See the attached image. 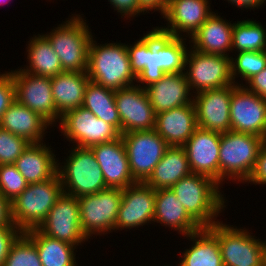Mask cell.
Listing matches in <instances>:
<instances>
[{"mask_svg":"<svg viewBox=\"0 0 266 266\" xmlns=\"http://www.w3.org/2000/svg\"><path fill=\"white\" fill-rule=\"evenodd\" d=\"M220 187L206 175L191 173L180 179L171 190L202 227H210L219 221L216 218L224 211L225 202L228 201L220 192Z\"/></svg>","mask_w":266,"mask_h":266,"instance_id":"obj_1","label":"cell"},{"mask_svg":"<svg viewBox=\"0 0 266 266\" xmlns=\"http://www.w3.org/2000/svg\"><path fill=\"white\" fill-rule=\"evenodd\" d=\"M86 73L90 81L112 90L134 85L137 80L131 69L126 43L97 44L93 37Z\"/></svg>","mask_w":266,"mask_h":266,"instance_id":"obj_2","label":"cell"},{"mask_svg":"<svg viewBox=\"0 0 266 266\" xmlns=\"http://www.w3.org/2000/svg\"><path fill=\"white\" fill-rule=\"evenodd\" d=\"M63 187L58 173L49 180L28 184L12 202L11 221L22 232L37 229L62 195Z\"/></svg>","mask_w":266,"mask_h":266,"instance_id":"obj_3","label":"cell"},{"mask_svg":"<svg viewBox=\"0 0 266 266\" xmlns=\"http://www.w3.org/2000/svg\"><path fill=\"white\" fill-rule=\"evenodd\" d=\"M265 139L235 131L221 134L219 154V185L229 178L246 183L255 167Z\"/></svg>","mask_w":266,"mask_h":266,"instance_id":"obj_4","label":"cell"},{"mask_svg":"<svg viewBox=\"0 0 266 266\" xmlns=\"http://www.w3.org/2000/svg\"><path fill=\"white\" fill-rule=\"evenodd\" d=\"M66 22L43 34L60 59L63 71L86 72L91 29L79 14H72Z\"/></svg>","mask_w":266,"mask_h":266,"instance_id":"obj_5","label":"cell"},{"mask_svg":"<svg viewBox=\"0 0 266 266\" xmlns=\"http://www.w3.org/2000/svg\"><path fill=\"white\" fill-rule=\"evenodd\" d=\"M63 163H58L57 173L60 177L63 192L73 197L91 195L103 190L106 183L95 155L90 148L76 147ZM61 164V165H60Z\"/></svg>","mask_w":266,"mask_h":266,"instance_id":"obj_6","label":"cell"},{"mask_svg":"<svg viewBox=\"0 0 266 266\" xmlns=\"http://www.w3.org/2000/svg\"><path fill=\"white\" fill-rule=\"evenodd\" d=\"M232 226L218 221L207 227L218 239L223 266H263V240Z\"/></svg>","mask_w":266,"mask_h":266,"instance_id":"obj_7","label":"cell"},{"mask_svg":"<svg viewBox=\"0 0 266 266\" xmlns=\"http://www.w3.org/2000/svg\"><path fill=\"white\" fill-rule=\"evenodd\" d=\"M121 201L122 189L109 187L78 198L80 225L87 239L115 230Z\"/></svg>","mask_w":266,"mask_h":266,"instance_id":"obj_8","label":"cell"},{"mask_svg":"<svg viewBox=\"0 0 266 266\" xmlns=\"http://www.w3.org/2000/svg\"><path fill=\"white\" fill-rule=\"evenodd\" d=\"M58 122L64 139L75 143L76 147L90 148L121 137V133L113 125L97 118L83 106L65 112Z\"/></svg>","mask_w":266,"mask_h":266,"instance_id":"obj_9","label":"cell"},{"mask_svg":"<svg viewBox=\"0 0 266 266\" xmlns=\"http://www.w3.org/2000/svg\"><path fill=\"white\" fill-rule=\"evenodd\" d=\"M184 70L190 90L195 94L235 84L231 58L227 56L205 54L190 47Z\"/></svg>","mask_w":266,"mask_h":266,"instance_id":"obj_10","label":"cell"},{"mask_svg":"<svg viewBox=\"0 0 266 266\" xmlns=\"http://www.w3.org/2000/svg\"><path fill=\"white\" fill-rule=\"evenodd\" d=\"M121 137L133 179L145 182L169 145L154 129L124 133Z\"/></svg>","mask_w":266,"mask_h":266,"instance_id":"obj_11","label":"cell"},{"mask_svg":"<svg viewBox=\"0 0 266 266\" xmlns=\"http://www.w3.org/2000/svg\"><path fill=\"white\" fill-rule=\"evenodd\" d=\"M16 100L41 115L51 125L60 121L53 96L51 78L30 74L20 69L11 70ZM57 121V122H56Z\"/></svg>","mask_w":266,"mask_h":266,"instance_id":"obj_12","label":"cell"},{"mask_svg":"<svg viewBox=\"0 0 266 266\" xmlns=\"http://www.w3.org/2000/svg\"><path fill=\"white\" fill-rule=\"evenodd\" d=\"M38 229L44 235L68 242L76 247L85 241L88 242L80 225L78 198L64 192Z\"/></svg>","mask_w":266,"mask_h":266,"instance_id":"obj_13","label":"cell"},{"mask_svg":"<svg viewBox=\"0 0 266 266\" xmlns=\"http://www.w3.org/2000/svg\"><path fill=\"white\" fill-rule=\"evenodd\" d=\"M162 34L156 26L133 45H126L132 72L137 77L136 84L142 88L158 82L165 75L161 70Z\"/></svg>","mask_w":266,"mask_h":266,"instance_id":"obj_14","label":"cell"},{"mask_svg":"<svg viewBox=\"0 0 266 266\" xmlns=\"http://www.w3.org/2000/svg\"><path fill=\"white\" fill-rule=\"evenodd\" d=\"M230 122L232 131L266 140V100L237 85L231 97Z\"/></svg>","mask_w":266,"mask_h":266,"instance_id":"obj_15","label":"cell"},{"mask_svg":"<svg viewBox=\"0 0 266 266\" xmlns=\"http://www.w3.org/2000/svg\"><path fill=\"white\" fill-rule=\"evenodd\" d=\"M115 103L121 120V134L154 129L156 113L144 88L135 84L115 90Z\"/></svg>","mask_w":266,"mask_h":266,"instance_id":"obj_16","label":"cell"},{"mask_svg":"<svg viewBox=\"0 0 266 266\" xmlns=\"http://www.w3.org/2000/svg\"><path fill=\"white\" fill-rule=\"evenodd\" d=\"M237 84L193 95L197 127L223 134L231 130L230 103Z\"/></svg>","mask_w":266,"mask_h":266,"instance_id":"obj_17","label":"cell"},{"mask_svg":"<svg viewBox=\"0 0 266 266\" xmlns=\"http://www.w3.org/2000/svg\"><path fill=\"white\" fill-rule=\"evenodd\" d=\"M155 194L156 190L145 182H136L122 189V201L118 211L115 231L120 229L131 230L134 227L138 228L149 223L152 224L155 210Z\"/></svg>","mask_w":266,"mask_h":266,"instance_id":"obj_18","label":"cell"},{"mask_svg":"<svg viewBox=\"0 0 266 266\" xmlns=\"http://www.w3.org/2000/svg\"><path fill=\"white\" fill-rule=\"evenodd\" d=\"M209 0H170L165 14L167 26L157 27L163 34L171 37L189 39L200 26L214 13ZM184 36H182V34Z\"/></svg>","mask_w":266,"mask_h":266,"instance_id":"obj_19","label":"cell"},{"mask_svg":"<svg viewBox=\"0 0 266 266\" xmlns=\"http://www.w3.org/2000/svg\"><path fill=\"white\" fill-rule=\"evenodd\" d=\"M221 134L197 127L183 145L192 173L206 175L219 184Z\"/></svg>","mask_w":266,"mask_h":266,"instance_id":"obj_20","label":"cell"},{"mask_svg":"<svg viewBox=\"0 0 266 266\" xmlns=\"http://www.w3.org/2000/svg\"><path fill=\"white\" fill-rule=\"evenodd\" d=\"M102 170L106 187L124 189L136 183L133 179L122 137L90 147Z\"/></svg>","mask_w":266,"mask_h":266,"instance_id":"obj_21","label":"cell"},{"mask_svg":"<svg viewBox=\"0 0 266 266\" xmlns=\"http://www.w3.org/2000/svg\"><path fill=\"white\" fill-rule=\"evenodd\" d=\"M144 89L156 114L193 102L184 72L165 74L158 82Z\"/></svg>","mask_w":266,"mask_h":266,"instance_id":"obj_22","label":"cell"},{"mask_svg":"<svg viewBox=\"0 0 266 266\" xmlns=\"http://www.w3.org/2000/svg\"><path fill=\"white\" fill-rule=\"evenodd\" d=\"M213 13L192 35L190 47L205 53L230 57L232 52V30L234 23Z\"/></svg>","mask_w":266,"mask_h":266,"instance_id":"obj_23","label":"cell"},{"mask_svg":"<svg viewBox=\"0 0 266 266\" xmlns=\"http://www.w3.org/2000/svg\"><path fill=\"white\" fill-rule=\"evenodd\" d=\"M197 128L194 103L156 114L154 130L169 146H183Z\"/></svg>","mask_w":266,"mask_h":266,"instance_id":"obj_24","label":"cell"},{"mask_svg":"<svg viewBox=\"0 0 266 266\" xmlns=\"http://www.w3.org/2000/svg\"><path fill=\"white\" fill-rule=\"evenodd\" d=\"M154 222L172 228L184 237L203 228L187 212L171 188L156 190Z\"/></svg>","mask_w":266,"mask_h":266,"instance_id":"obj_25","label":"cell"},{"mask_svg":"<svg viewBox=\"0 0 266 266\" xmlns=\"http://www.w3.org/2000/svg\"><path fill=\"white\" fill-rule=\"evenodd\" d=\"M49 126L51 124L46 119L17 100L8 107L0 121V128L30 143H41Z\"/></svg>","mask_w":266,"mask_h":266,"instance_id":"obj_26","label":"cell"},{"mask_svg":"<svg viewBox=\"0 0 266 266\" xmlns=\"http://www.w3.org/2000/svg\"><path fill=\"white\" fill-rule=\"evenodd\" d=\"M45 142L30 143L14 165L28 184L39 183L57 174L58 160Z\"/></svg>","mask_w":266,"mask_h":266,"instance_id":"obj_27","label":"cell"},{"mask_svg":"<svg viewBox=\"0 0 266 266\" xmlns=\"http://www.w3.org/2000/svg\"><path fill=\"white\" fill-rule=\"evenodd\" d=\"M191 173L184 147L169 146L145 183L154 190L168 189Z\"/></svg>","mask_w":266,"mask_h":266,"instance_id":"obj_28","label":"cell"},{"mask_svg":"<svg viewBox=\"0 0 266 266\" xmlns=\"http://www.w3.org/2000/svg\"><path fill=\"white\" fill-rule=\"evenodd\" d=\"M89 80L86 72L64 71L51 78L52 96L60 116L83 105Z\"/></svg>","mask_w":266,"mask_h":266,"instance_id":"obj_29","label":"cell"},{"mask_svg":"<svg viewBox=\"0 0 266 266\" xmlns=\"http://www.w3.org/2000/svg\"><path fill=\"white\" fill-rule=\"evenodd\" d=\"M193 245L185 249L179 266H223L217 237L207 228L189 234Z\"/></svg>","mask_w":266,"mask_h":266,"instance_id":"obj_30","label":"cell"},{"mask_svg":"<svg viewBox=\"0 0 266 266\" xmlns=\"http://www.w3.org/2000/svg\"><path fill=\"white\" fill-rule=\"evenodd\" d=\"M28 42L26 51L29 65L20 68L21 71L49 78L64 72L58 55L43 33L34 35Z\"/></svg>","mask_w":266,"mask_h":266,"instance_id":"obj_31","label":"cell"},{"mask_svg":"<svg viewBox=\"0 0 266 266\" xmlns=\"http://www.w3.org/2000/svg\"><path fill=\"white\" fill-rule=\"evenodd\" d=\"M36 245L42 266H77L76 246L44 235L38 228L24 232Z\"/></svg>","mask_w":266,"mask_h":266,"instance_id":"obj_32","label":"cell"},{"mask_svg":"<svg viewBox=\"0 0 266 266\" xmlns=\"http://www.w3.org/2000/svg\"><path fill=\"white\" fill-rule=\"evenodd\" d=\"M82 106L97 118L113 125L121 133V120L115 103V90L89 80L85 88Z\"/></svg>","mask_w":266,"mask_h":266,"instance_id":"obj_33","label":"cell"},{"mask_svg":"<svg viewBox=\"0 0 266 266\" xmlns=\"http://www.w3.org/2000/svg\"><path fill=\"white\" fill-rule=\"evenodd\" d=\"M232 38V51L266 50V29L256 20L247 19L234 23Z\"/></svg>","mask_w":266,"mask_h":266,"instance_id":"obj_34","label":"cell"},{"mask_svg":"<svg viewBox=\"0 0 266 266\" xmlns=\"http://www.w3.org/2000/svg\"><path fill=\"white\" fill-rule=\"evenodd\" d=\"M186 38L161 35V70L165 74L184 72L188 53Z\"/></svg>","mask_w":266,"mask_h":266,"instance_id":"obj_35","label":"cell"},{"mask_svg":"<svg viewBox=\"0 0 266 266\" xmlns=\"http://www.w3.org/2000/svg\"><path fill=\"white\" fill-rule=\"evenodd\" d=\"M231 58V75L235 84L243 86L236 77L242 78L245 83L254 75L260 73L266 67V50L264 51H240L237 56Z\"/></svg>","mask_w":266,"mask_h":266,"instance_id":"obj_36","label":"cell"},{"mask_svg":"<svg viewBox=\"0 0 266 266\" xmlns=\"http://www.w3.org/2000/svg\"><path fill=\"white\" fill-rule=\"evenodd\" d=\"M3 266H42L36 245L22 233L12 244Z\"/></svg>","mask_w":266,"mask_h":266,"instance_id":"obj_37","label":"cell"},{"mask_svg":"<svg viewBox=\"0 0 266 266\" xmlns=\"http://www.w3.org/2000/svg\"><path fill=\"white\" fill-rule=\"evenodd\" d=\"M27 185L14 164L0 165V192L9 202L20 195Z\"/></svg>","mask_w":266,"mask_h":266,"instance_id":"obj_38","label":"cell"},{"mask_svg":"<svg viewBox=\"0 0 266 266\" xmlns=\"http://www.w3.org/2000/svg\"><path fill=\"white\" fill-rule=\"evenodd\" d=\"M30 142L0 128V165L14 164Z\"/></svg>","mask_w":266,"mask_h":266,"instance_id":"obj_39","label":"cell"},{"mask_svg":"<svg viewBox=\"0 0 266 266\" xmlns=\"http://www.w3.org/2000/svg\"><path fill=\"white\" fill-rule=\"evenodd\" d=\"M16 100L14 79L10 72L0 74V121L4 112Z\"/></svg>","mask_w":266,"mask_h":266,"instance_id":"obj_40","label":"cell"},{"mask_svg":"<svg viewBox=\"0 0 266 266\" xmlns=\"http://www.w3.org/2000/svg\"><path fill=\"white\" fill-rule=\"evenodd\" d=\"M21 234L17 227H0V266H3L12 244Z\"/></svg>","mask_w":266,"mask_h":266,"instance_id":"obj_41","label":"cell"},{"mask_svg":"<svg viewBox=\"0 0 266 266\" xmlns=\"http://www.w3.org/2000/svg\"><path fill=\"white\" fill-rule=\"evenodd\" d=\"M246 182L248 184L253 183L255 185H266V140L259 151L258 159L252 174Z\"/></svg>","mask_w":266,"mask_h":266,"instance_id":"obj_42","label":"cell"},{"mask_svg":"<svg viewBox=\"0 0 266 266\" xmlns=\"http://www.w3.org/2000/svg\"><path fill=\"white\" fill-rule=\"evenodd\" d=\"M111 6L114 7V10L117 13L121 14V18H135V16L140 15L141 13L144 14V11L139 7L138 0H108Z\"/></svg>","mask_w":266,"mask_h":266,"instance_id":"obj_43","label":"cell"},{"mask_svg":"<svg viewBox=\"0 0 266 266\" xmlns=\"http://www.w3.org/2000/svg\"><path fill=\"white\" fill-rule=\"evenodd\" d=\"M248 85V86H246ZM243 85L250 92L266 100V67Z\"/></svg>","mask_w":266,"mask_h":266,"instance_id":"obj_44","label":"cell"},{"mask_svg":"<svg viewBox=\"0 0 266 266\" xmlns=\"http://www.w3.org/2000/svg\"><path fill=\"white\" fill-rule=\"evenodd\" d=\"M139 7L145 12L157 11L163 16L168 8L170 0H138Z\"/></svg>","mask_w":266,"mask_h":266,"instance_id":"obj_45","label":"cell"},{"mask_svg":"<svg viewBox=\"0 0 266 266\" xmlns=\"http://www.w3.org/2000/svg\"><path fill=\"white\" fill-rule=\"evenodd\" d=\"M0 227H16L11 221L10 202L0 192Z\"/></svg>","mask_w":266,"mask_h":266,"instance_id":"obj_46","label":"cell"},{"mask_svg":"<svg viewBox=\"0 0 266 266\" xmlns=\"http://www.w3.org/2000/svg\"><path fill=\"white\" fill-rule=\"evenodd\" d=\"M227 2L231 3V5H235L237 6V8H245V9H255L260 6H262V4L264 5L266 2V0H226Z\"/></svg>","mask_w":266,"mask_h":266,"instance_id":"obj_47","label":"cell"},{"mask_svg":"<svg viewBox=\"0 0 266 266\" xmlns=\"http://www.w3.org/2000/svg\"><path fill=\"white\" fill-rule=\"evenodd\" d=\"M263 266H266V239L263 241Z\"/></svg>","mask_w":266,"mask_h":266,"instance_id":"obj_48","label":"cell"},{"mask_svg":"<svg viewBox=\"0 0 266 266\" xmlns=\"http://www.w3.org/2000/svg\"><path fill=\"white\" fill-rule=\"evenodd\" d=\"M10 1V0H9ZM9 1H7V0H0V5L1 4H6V2H9Z\"/></svg>","mask_w":266,"mask_h":266,"instance_id":"obj_49","label":"cell"}]
</instances>
